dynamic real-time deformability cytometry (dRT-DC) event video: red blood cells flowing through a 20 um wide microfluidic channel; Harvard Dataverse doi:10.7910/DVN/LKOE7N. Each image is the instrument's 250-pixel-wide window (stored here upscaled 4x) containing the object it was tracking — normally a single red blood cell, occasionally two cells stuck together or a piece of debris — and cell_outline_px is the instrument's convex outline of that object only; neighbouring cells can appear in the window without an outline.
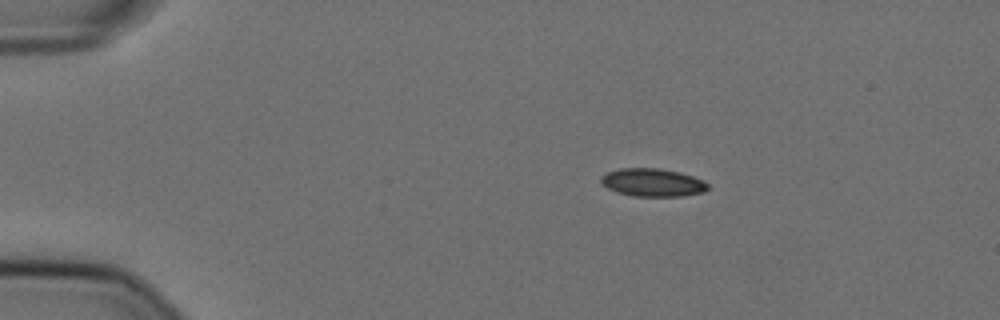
{"species": "Egyptian fruit bat (a non-hibernating species)", "species_latin": "Rousettus aegyptiacus", "temperature_condition": "cold", "stored_images_in_passage": 47, "camera_frame_rate_fps": 3000, "um_per_image_px": 0.085, "animal": {"sex": "female"}, "frame": {"image": 1, "passage_image": 1, "time_ms": 0.0, "image_size_px": [1000, 320], "cell_outline_px": [[708, 188], [704, 192], [684, 196], [632, 196], [616, 192], [600, 184], [600, 176], [608, 172], [620, 168], [660, 168], [680, 172], [704, 180], [708, 184]], "centroid_in_image_um": [55.46, 15.51], "position_along_channel_um": 29.5, "area_um2": 17.63}}
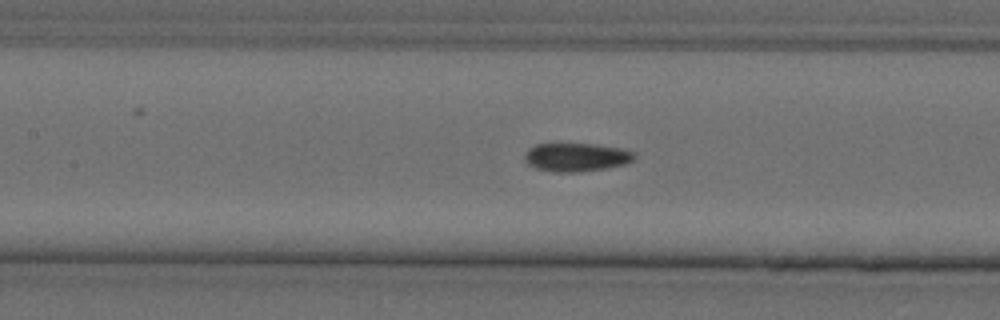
{"frame": {"image": 2, "passage_image": 17, "time_ms": 5.333, "image_size_px": [1000, 320], "cell_outline_px": [[636, 156], [632, 160], [624, 164], [604, 168], [580, 172], [552, 172], [536, 168], [528, 164], [524, 160], [524, 156], [528, 148], [536, 144], [596, 144], [620, 148], [636, 152]], "centroid_in_image_um": [48.97, 13.36], "position_along_channel_um": 158.4, "area_um2": 18.21}}
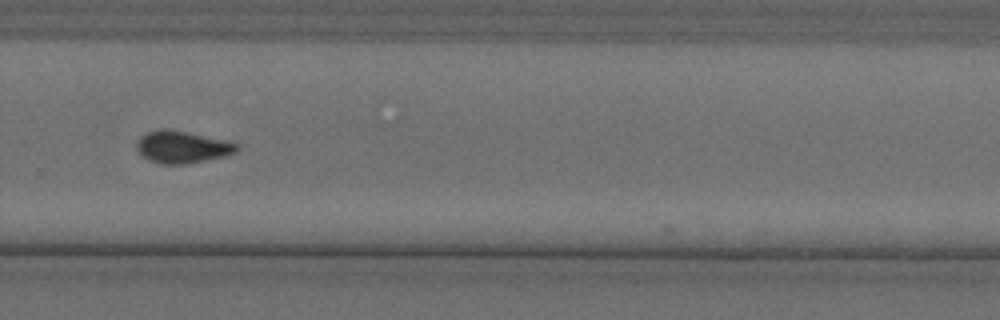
{"frame": {"image": 3, "passage_image": 30, "time_ms": 9.667, "image_size_px": [1000, 320], "cell_outline_px": [[240, 148], [236, 152], [228, 156], [192, 164], [160, 164], [148, 160], [136, 148], [136, 144], [140, 136], [148, 132], [160, 128], [168, 128], [228, 140], [240, 144]], "centroid_in_image_um": [15.55, 12.5], "position_along_channel_um": 314.2, "area_um2": 19.31}}